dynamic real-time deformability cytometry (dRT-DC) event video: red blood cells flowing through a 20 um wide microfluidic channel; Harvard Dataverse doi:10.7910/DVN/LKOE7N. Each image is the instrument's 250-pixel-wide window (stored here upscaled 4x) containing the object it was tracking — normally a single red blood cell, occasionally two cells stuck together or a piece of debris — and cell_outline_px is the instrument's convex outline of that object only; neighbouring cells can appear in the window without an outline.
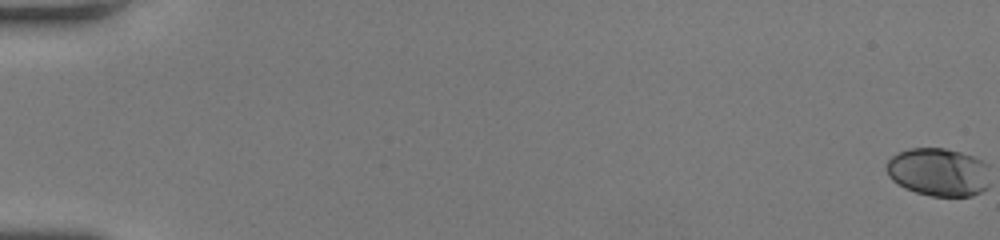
{"species": "human", "species_latin": "Homo sapiens", "temperature_condition": "room temperature", "stored_images_in_passage": 52, "camera_frame_rate_fps": 3000, "um_per_image_px": 0.085, "donor": {"sex": "female"}, "frame": {"image": 1, "passage_image": 1, "time_ms": 0.0, "image_size_px": [1000, 240], "cell_outline_px": [[984, 188], [968, 196], [932, 196], [916, 192], [900, 184], [888, 172], [888, 160], [900, 152], [912, 148], [940, 148], [956, 152], [968, 156], [976, 160]], "centroid_in_image_um": [79.58, 14.63], "position_along_channel_um": 5.4, "area_um2": 26.41}}
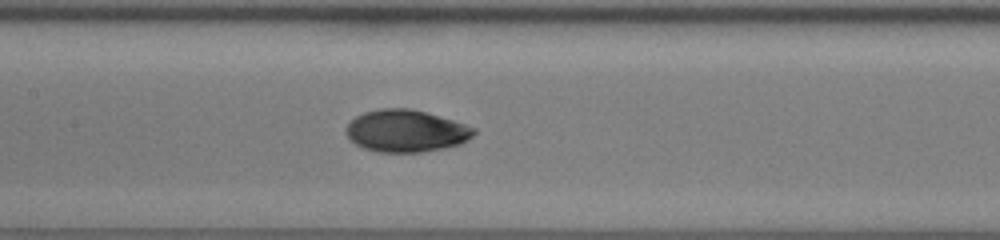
{"frame": {"image": 2, "passage_image": 28, "time_ms": 9.0, "image_size_px": [1000, 240], "cell_outline_px": [[476, 132], [472, 136], [456, 144], [416, 152], [384, 152], [368, 148], [356, 144], [348, 136], [348, 124], [356, 116], [368, 112], [392, 108], [404, 108], [424, 112], [472, 128]], "centroid_in_image_um": [34.46, 11.13], "position_along_channel_um": 172.9, "area_um2": 29.54}}
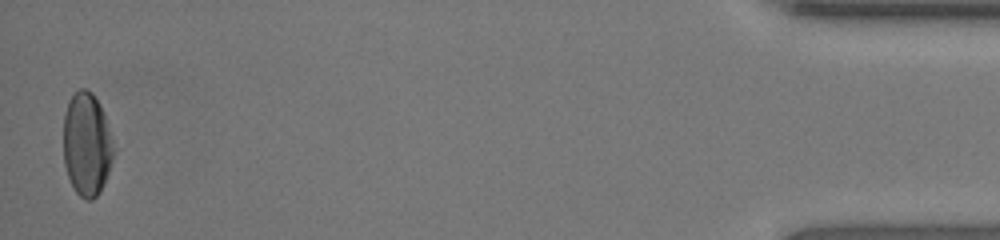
{"frame": {"image": 3, "passage_image": 52, "time_ms": 17.0, "image_size_px": [1000, 240], "cell_outline_px": [[112, 156], [108, 172], [96, 196], [92, 200], [88, 200], [80, 196], [76, 192], [68, 176], [64, 164], [64, 116], [68, 104], [72, 96], [80, 88], [84, 88], [96, 100], [104, 116], [112, 152]], "centroid_in_image_um": [7.32, 12.3], "position_along_channel_um": 427.9, "area_um2": 28.73}, "authors_computed_cell_mechanics": {"area_um2": 28.9289, "velocity_mm_per_s": 4.2476, "shape_relaxation_time_tau1_ms": 5.6237, "shape_relaxation_time_tau2_ms": 1.0713, "deformation_change_tau1": 0.1908, "deformation_change_tau2": 0.0437}}